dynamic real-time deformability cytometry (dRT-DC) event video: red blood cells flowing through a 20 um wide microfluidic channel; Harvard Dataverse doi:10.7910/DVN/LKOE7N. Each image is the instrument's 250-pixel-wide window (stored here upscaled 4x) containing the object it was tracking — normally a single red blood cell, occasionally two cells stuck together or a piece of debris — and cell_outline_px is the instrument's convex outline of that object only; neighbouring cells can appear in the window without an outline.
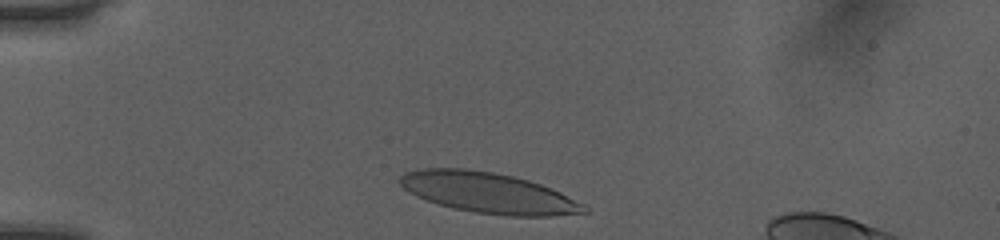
{"species": "human", "species_latin": "Homo sapiens", "temperature_condition": "room temperature", "stored_images_in_passage": 5, "camera_frame_rate_fps": 3000, "um_per_image_px": 0.085, "donor": {"sex": "female"}, "frame": {"image": 1, "passage_image": 2, "time_ms": 0.333, "image_size_px": [1000, 240], "cell_outline_px": [[588, 212], [552, 216], [512, 216], [476, 212], [452, 208], [416, 196], [408, 192], [400, 184], [400, 176], [404, 172], [424, 168], [464, 168], [492, 172], [512, 176], [528, 180], [552, 188], [584, 204], [588, 208]], "centroid_in_image_um": [41.51, 16.38], "position_along_channel_um": 43.5, "area_um2": 43.35}}